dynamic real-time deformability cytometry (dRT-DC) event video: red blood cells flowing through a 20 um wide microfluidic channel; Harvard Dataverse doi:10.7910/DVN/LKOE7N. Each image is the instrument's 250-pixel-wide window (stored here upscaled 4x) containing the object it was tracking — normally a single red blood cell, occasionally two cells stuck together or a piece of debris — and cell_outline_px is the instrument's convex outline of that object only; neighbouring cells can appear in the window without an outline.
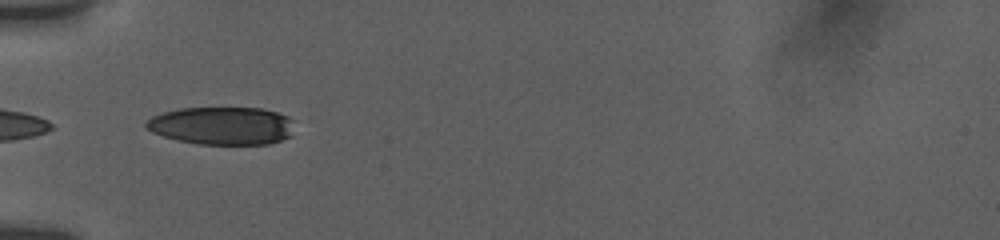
{"species": "human", "species_latin": "Homo sapiens", "temperature_condition": "room temperature", "stored_images_in_passage": 23, "camera_frame_rate_fps": 3000, "um_per_image_px": 0.085, "donor": {"sex": "female"}, "frame": {"image": 1, "passage_image": 1, "time_ms": 0.0, "image_size_px": [1000, 240], "cell_outline_px": [[292, 136], [268, 144], [200, 144], [180, 140], [164, 136], [152, 132], [144, 124], [152, 116], [164, 112], [180, 108], [264, 108], [288, 116], [292, 120]], "centroid_in_image_um": [18.9, 10.68], "position_along_channel_um": 66.1, "area_um2": 32.6}}
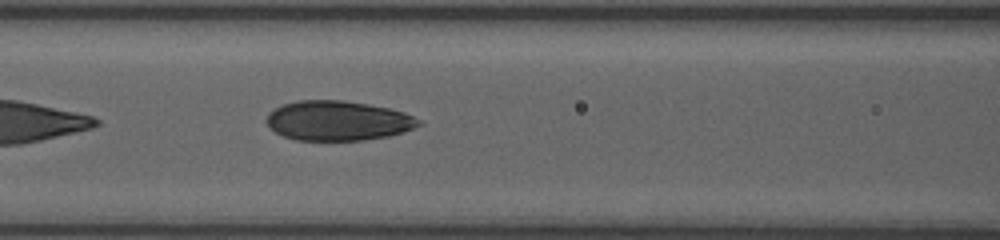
{"frame": {"image": 2, "passage_image": 8, "time_ms": 2.0, "image_size_px": [1000, 240], "cell_outline_px": [[424, 124], [404, 132], [388, 136], [364, 140], [296, 140], [284, 136], [268, 128], [264, 120], [268, 112], [284, 104], [300, 100], [344, 100], [368, 104], [388, 108], [404, 112], [420, 120]], "centroid_in_image_um": [28.71, 10.26], "position_along_channel_um": 137.9, "area_um2": 35.43}}
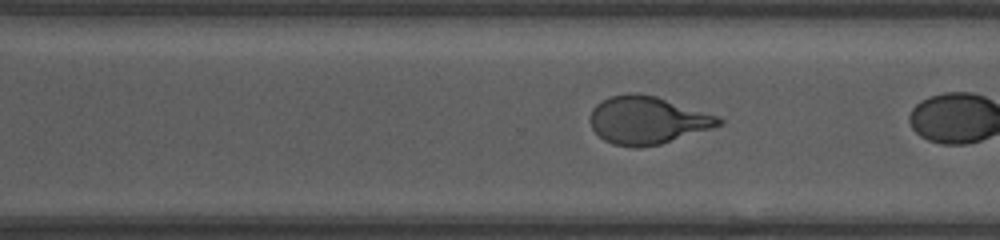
{"frame": {"image": 3, "passage_image": 22, "time_ms": 6.0, "image_size_px": [1000, 240], "cell_outline_px": [[724, 124], [712, 128], [660, 144], [636, 148], [612, 144], [604, 140], [592, 128], [588, 120], [592, 108], [596, 104], [612, 96], [628, 92], [636, 92], [656, 96], [720, 116], [724, 120]], "centroid_in_image_um": [55.03, 10.21], "position_along_channel_um": 315.6, "area_um2": 35.95}}